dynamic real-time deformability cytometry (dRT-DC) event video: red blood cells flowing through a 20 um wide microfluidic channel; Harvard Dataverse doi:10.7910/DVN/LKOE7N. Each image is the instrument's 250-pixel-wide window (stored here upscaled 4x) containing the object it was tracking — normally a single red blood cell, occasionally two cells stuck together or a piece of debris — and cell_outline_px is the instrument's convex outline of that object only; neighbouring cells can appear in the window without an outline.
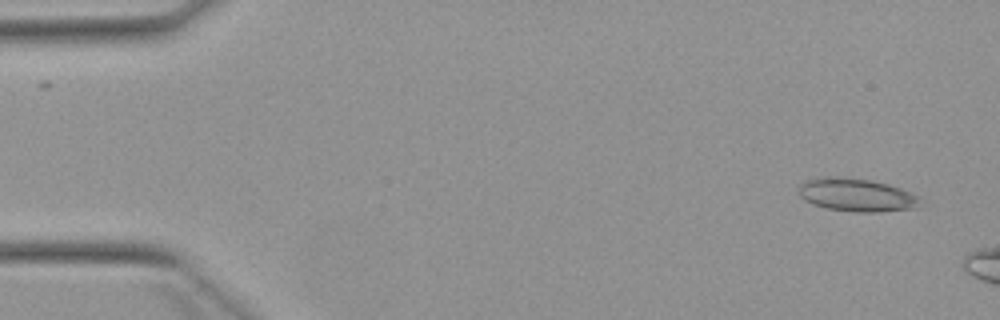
{"species": "Egyptian fruit bat (a non-hibernating species)", "species_latin": "Rousettus aegyptiacus", "temperature_condition": "warm", "stored_images_in_passage": 5, "camera_frame_rate_fps": 3000, "um_per_image_px": 0.085, "animal": {"sex": "female"}, "frame": {"image": 1, "passage_image": 1, "time_ms": 0.0, "image_size_px": [1000, 320], "cell_outline_px": [[920, 208], [880, 212], [856, 212], [828, 208], [812, 204], [804, 200], [800, 196], [800, 184], [804, 180], [824, 176], [836, 176], [872, 180], [888, 184], [912, 192], [920, 196]], "centroid_in_image_um": [72.85, 16.57], "position_along_channel_um": 12.2, "area_um2": 23.76}}
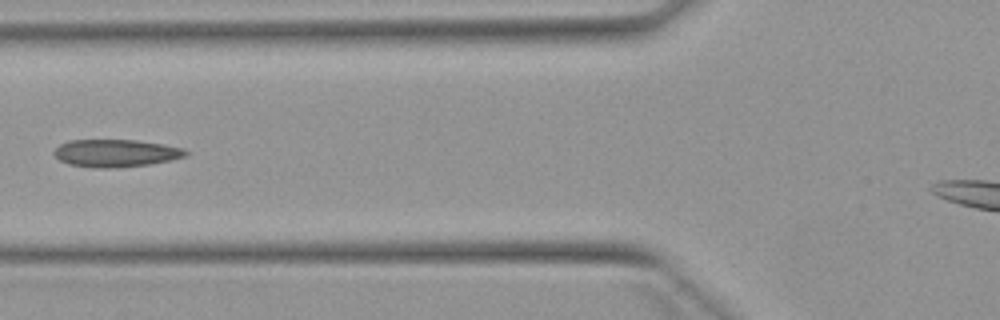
{"frame": {"image": 2, "passage_image": 5, "time_ms": 5.667, "image_size_px": [1000, 320], "cell_outline_px": [[188, 156], [172, 160], [148, 164], [112, 168], [96, 168], [68, 164], [60, 160], [52, 152], [60, 144], [68, 140], [136, 140], [164, 144], [184, 148], [188, 152]], "centroid_in_image_um": [9.86, 13.01], "position_along_channel_um": 115.9, "area_um2": 21.21}}